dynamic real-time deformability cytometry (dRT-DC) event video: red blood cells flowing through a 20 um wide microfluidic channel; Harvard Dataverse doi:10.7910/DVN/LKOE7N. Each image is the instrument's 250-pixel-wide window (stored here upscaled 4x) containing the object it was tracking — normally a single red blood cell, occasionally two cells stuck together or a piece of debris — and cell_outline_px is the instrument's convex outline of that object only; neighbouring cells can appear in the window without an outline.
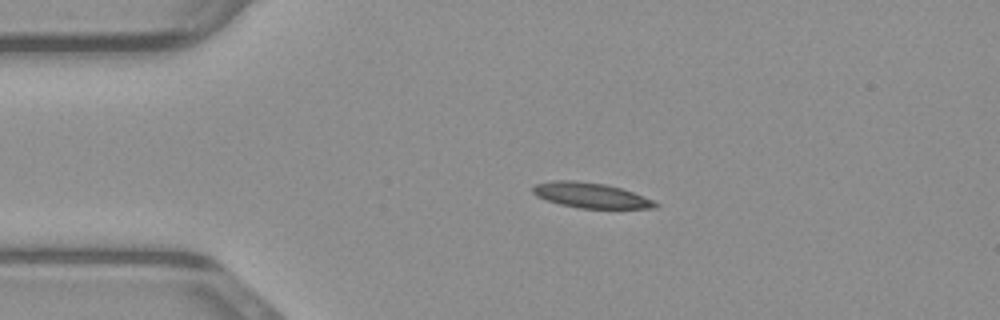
{"species": "common noctule bat (a hibernating species)", "species_latin": "Nyctalus noctula", "temperature_condition": "warm", "stored_images_in_passage": 39, "camera_frame_rate_fps": 3000, "um_per_image_px": 0.085, "animal": {"sex": "male", "body_mass_g": 23.1, "forearm_length_mm": 52.7}, "frame": {"image": 1, "passage_image": 1, "time_ms": 0.0, "image_size_px": [1000, 320], "cell_outline_px": [[660, 204], [656, 208], [580, 208], [560, 204], [536, 196], [532, 192], [532, 188], [536, 184], [552, 180], [576, 180], [604, 184], [620, 188], [632, 192], [652, 200]], "centroid_in_image_um": [50.18, 16.59], "position_along_channel_um": 34.8, "area_um2": 17.8}}
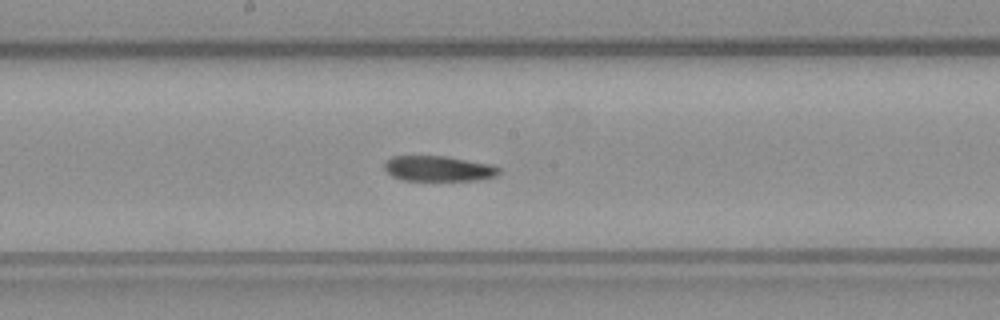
{"frame": {"image": 2, "passage_image": 16, "time_ms": 5.0, "image_size_px": [1000, 320], "cell_outline_px": [[500, 172], [496, 176], [480, 180], [404, 180], [392, 176], [384, 168], [384, 164], [392, 156], [444, 156], [492, 164], [500, 168]], "centroid_in_image_um": [37.3, 14.33], "position_along_channel_um": 210.9, "area_um2": 16.88}}
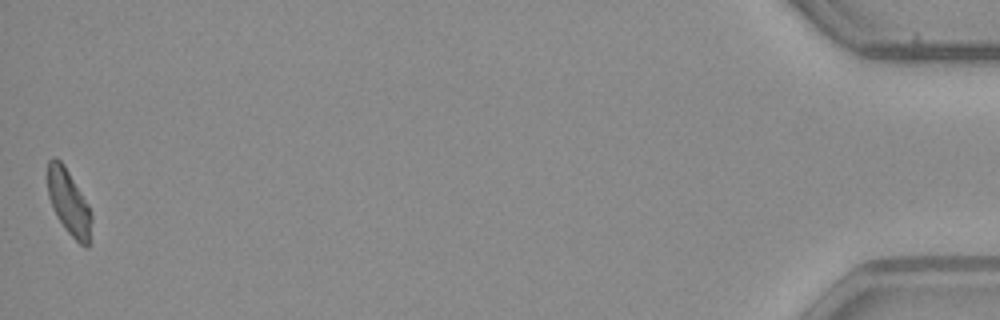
{"frame": {"image": 3, "passage_image": 39, "time_ms": 12.667, "image_size_px": [1000, 320], "cell_outline_px": [[92, 220], [88, 248], [84, 248], [68, 232], [56, 216], [52, 208], [48, 196], [48, 160], [52, 156], [56, 156], [64, 164], [88, 204], [92, 212]], "centroid_in_image_um": [5.85, 17.19], "position_along_channel_um": 429.4, "area_um2": 16.82}}